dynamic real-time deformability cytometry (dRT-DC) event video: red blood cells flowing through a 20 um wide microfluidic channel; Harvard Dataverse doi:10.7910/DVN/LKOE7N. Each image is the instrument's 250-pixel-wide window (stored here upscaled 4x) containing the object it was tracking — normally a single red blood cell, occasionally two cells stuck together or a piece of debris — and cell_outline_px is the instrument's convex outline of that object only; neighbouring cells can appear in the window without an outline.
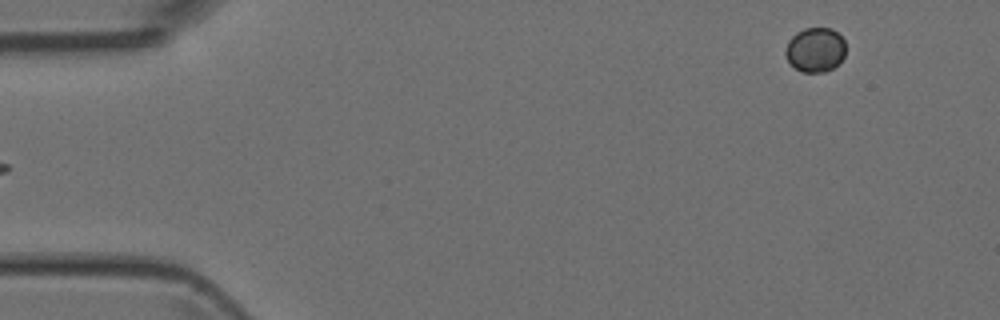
{"species": "Egyptian fruit bat (a non-hibernating species)", "species_latin": "Rousettus aegyptiacus", "temperature_condition": "room temperature", "stored_images_in_passage": 5, "camera_frame_rate_fps": 3000, "um_per_image_px": 0.085, "animal": {"sex": "female"}, "frame": {"image": 1, "passage_image": 5, "time_ms": 4.667, "image_size_px": [1000, 320], "cell_outline_px": [[844, 56], [832, 68], [824, 72], [800, 72], [788, 60], [784, 52], [788, 40], [796, 32], [804, 28], [832, 28], [844, 40]], "centroid_in_image_um": [69.27, 4.22], "position_along_channel_um": 15.7, "area_um2": 15.49}}